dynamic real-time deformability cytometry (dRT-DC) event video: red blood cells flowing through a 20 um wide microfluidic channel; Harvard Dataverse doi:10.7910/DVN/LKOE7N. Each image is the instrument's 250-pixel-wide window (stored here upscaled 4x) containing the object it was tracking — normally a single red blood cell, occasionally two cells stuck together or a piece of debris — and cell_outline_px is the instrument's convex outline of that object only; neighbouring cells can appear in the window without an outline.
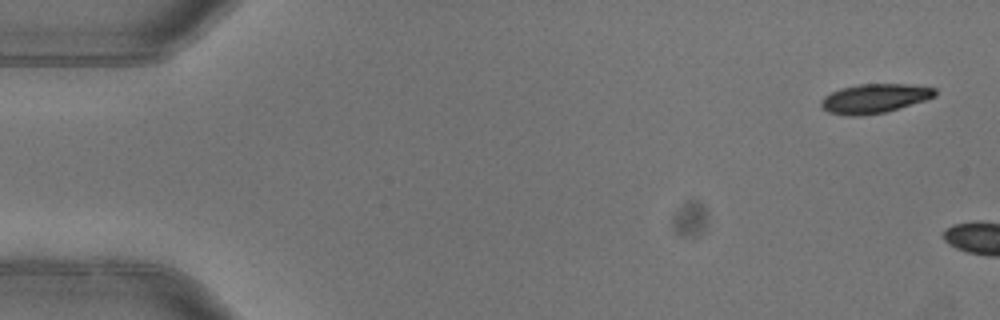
{"species": "common noctule bat (a hibernating species)", "species_latin": "Nyctalus noctula", "temperature_condition": "warm", "stored_images_in_passage": 4, "camera_frame_rate_fps": 3000, "um_per_image_px": 0.085, "animal": {"sex": "female"}, "frame": {"image": 1, "passage_image": 1, "time_ms": 0.0, "image_size_px": [1000, 320], "cell_outline_px": [[936, 96], [924, 100], [884, 112], [860, 116], [848, 116], [828, 112], [820, 104], [820, 100], [824, 96], [840, 88], [860, 84], [908, 84], [936, 88]], "centroid_in_image_um": [74.3, 8.36], "position_along_channel_um": 10.7, "area_um2": 19.25}}